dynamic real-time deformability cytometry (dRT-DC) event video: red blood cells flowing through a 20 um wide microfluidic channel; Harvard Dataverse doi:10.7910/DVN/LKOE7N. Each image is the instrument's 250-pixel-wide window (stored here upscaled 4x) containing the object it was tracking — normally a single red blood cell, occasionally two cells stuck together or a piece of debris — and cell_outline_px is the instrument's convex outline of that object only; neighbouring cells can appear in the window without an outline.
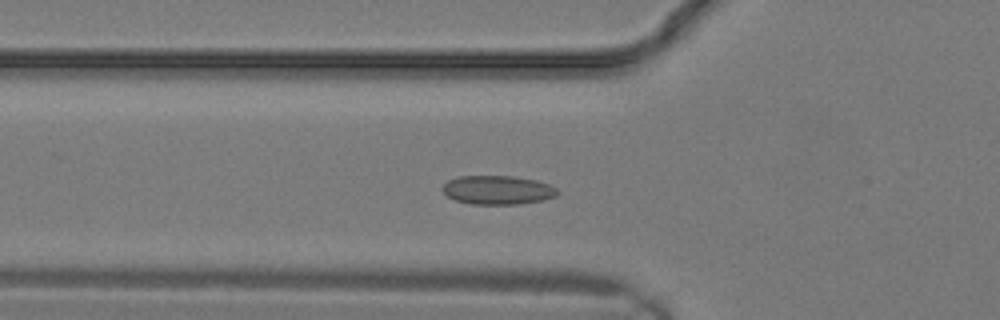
{"species": "common noctule bat (a hibernating species)", "species_latin": "Nyctalus noctula", "temperature_condition": "warm", "stored_images_in_passage": 9, "camera_frame_rate_fps": 3000, "um_per_image_px": 0.085, "animal": {"sex": "male", "body_mass_g": 19.2, "forearm_length_mm": 51.8}, "frame": {"image": 1, "passage_image": 7, "time_ms": 2.0, "image_size_px": [1000, 320], "cell_outline_px": [[560, 192], [556, 196], [544, 200], [520, 204], [472, 204], [456, 200], [448, 196], [440, 188], [448, 180], [460, 176], [512, 176], [536, 180], [548, 184], [556, 188]], "centroid_in_image_um": [42.32, 16.15], "position_along_channel_um": 83.5, "area_um2": 19.36}}
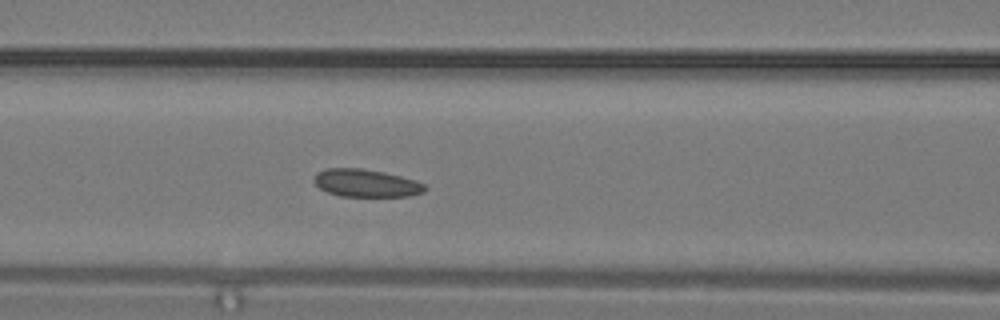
{"frame": {"image": 2, "passage_image": 9, "time_ms": 2.667, "image_size_px": [1000, 320], "cell_outline_px": [[428, 188], [424, 192], [408, 196], [340, 196], [328, 192], [320, 188], [312, 180], [316, 172], [324, 168], [360, 168], [384, 172], [416, 180], [424, 184]], "centroid_in_image_um": [31.1, 15.56], "position_along_channel_um": 135.5, "area_um2": 17.98}}